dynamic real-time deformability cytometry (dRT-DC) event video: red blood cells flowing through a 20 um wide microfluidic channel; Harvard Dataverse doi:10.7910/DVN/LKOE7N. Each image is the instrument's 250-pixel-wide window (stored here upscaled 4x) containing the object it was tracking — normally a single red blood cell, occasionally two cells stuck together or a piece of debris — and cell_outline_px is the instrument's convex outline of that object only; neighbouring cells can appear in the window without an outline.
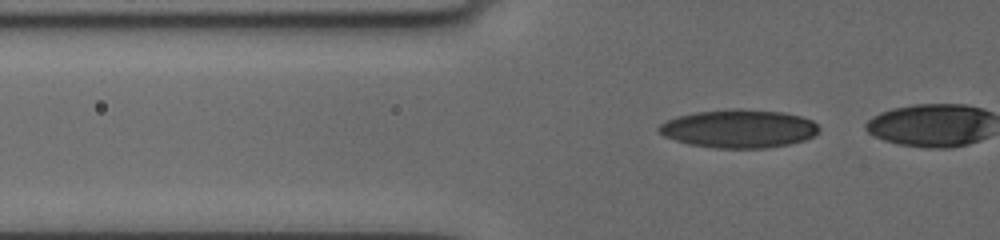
{"species": "human", "species_latin": "Homo sapiens", "temperature_condition": "cold", "stored_images_in_passage": 11, "camera_frame_rate_fps": 3000, "um_per_image_px": 0.085, "donor": {"sex": "female"}, "frame": {"image": 1, "passage_image": 8, "time_ms": 3.333, "image_size_px": [1000, 240], "cell_outline_px": [[820, 132], [804, 140], [788, 144], [764, 148], [716, 148], [688, 144], [664, 136], [656, 128], [660, 124], [676, 116], [696, 112], [732, 108], [740, 108], [784, 112], [800, 116], [812, 120], [820, 128]], "centroid_in_image_um": [62.8, 10.93], "position_along_channel_um": 63.0, "area_um2": 35.84}}